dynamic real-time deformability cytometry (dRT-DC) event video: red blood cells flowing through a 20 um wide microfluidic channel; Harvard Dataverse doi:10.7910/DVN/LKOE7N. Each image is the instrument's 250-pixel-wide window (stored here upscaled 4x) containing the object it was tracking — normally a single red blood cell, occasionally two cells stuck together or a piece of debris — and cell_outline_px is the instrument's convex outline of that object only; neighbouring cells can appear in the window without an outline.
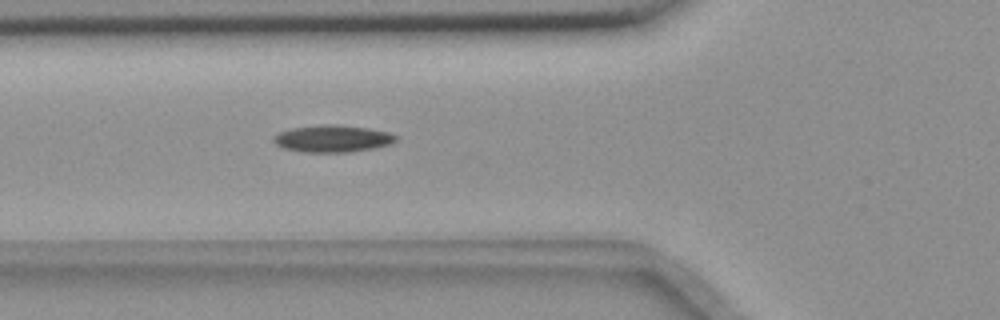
{"species": "common noctule bat (a hibernating species)", "species_latin": "Nyctalus noctula", "temperature_condition": "room temperature", "stored_images_in_passage": 40, "camera_frame_rate_fps": 3000, "um_per_image_px": 0.085, "animal": {"sex": "female", "body_mass_g": 18.4}, "frame": {"image": 1, "passage_image": 3, "time_ms": 0.667, "image_size_px": [1000, 320], "cell_outline_px": [[400, 136], [392, 144], [372, 148], [348, 152], [304, 152], [284, 148], [276, 144], [272, 140], [280, 132], [292, 128], [328, 124], [368, 128], [388, 132]], "centroid_in_image_um": [28.31, 11.79], "position_along_channel_um": 97.5, "area_um2": 19.02}}
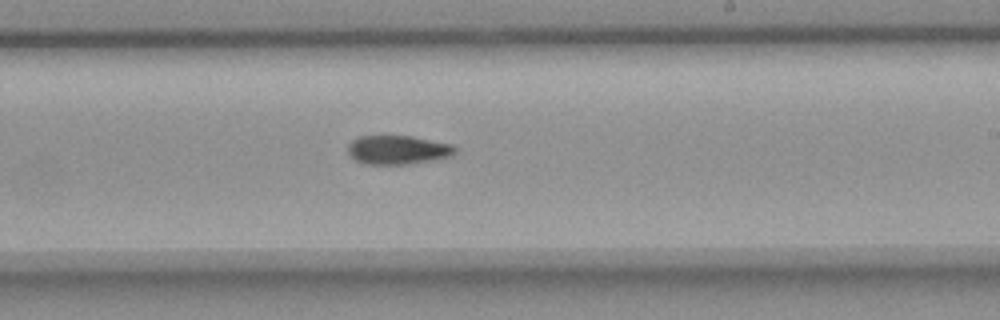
{"frame": {"image": 2, "passage_image": 16, "time_ms": 5.0, "image_size_px": [1000, 320], "cell_outline_px": [[456, 152], [448, 156], [432, 160], [408, 164], [364, 164], [356, 160], [348, 152], [348, 144], [356, 136], [412, 136], [452, 144], [456, 148]], "centroid_in_image_um": [33.79, 12.73], "position_along_channel_um": 255.2, "area_um2": 17.98}}
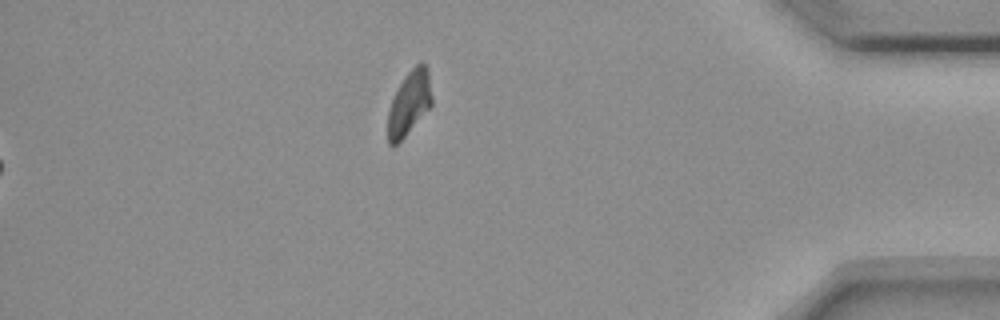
{"frame": {"image": 3, "passage_image": 40, "time_ms": 13.0, "image_size_px": [1000, 320], "cell_outline_px": [[432, 104], [404, 136], [392, 148], [388, 144], [388, 112], [392, 100], [404, 76], [420, 60], [424, 60], [428, 68], [432, 96]], "centroid_in_image_um": [34.8, 8.71], "position_along_channel_um": 400.4, "area_um2": 16.3}}